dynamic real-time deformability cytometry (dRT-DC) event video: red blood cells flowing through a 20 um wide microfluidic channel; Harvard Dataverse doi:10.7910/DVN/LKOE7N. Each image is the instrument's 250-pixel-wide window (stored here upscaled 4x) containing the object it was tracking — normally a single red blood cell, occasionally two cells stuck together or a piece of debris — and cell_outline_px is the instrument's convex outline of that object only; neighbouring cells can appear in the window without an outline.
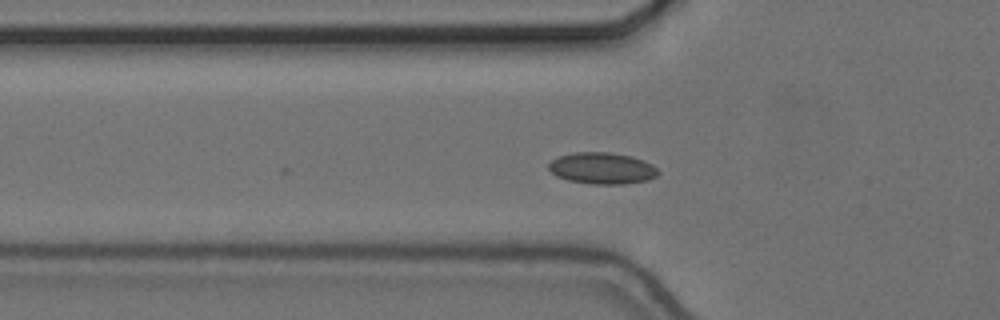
{"species": "common noctule bat (a hibernating species)", "species_latin": "Nyctalus noctula", "temperature_condition": "cold", "stored_images_in_passage": 27, "camera_frame_rate_fps": 3000, "um_per_image_px": 0.085, "animal": {"sex": "female", "body_mass_g": 24.6, "forearm_length_mm": 56.2}, "frame": {"image": 1, "passage_image": 5, "time_ms": 1.333, "image_size_px": [1000, 320], "cell_outline_px": [[660, 172], [656, 176], [648, 180], [624, 184], [592, 184], [568, 180], [556, 176], [548, 168], [548, 164], [552, 160], [560, 156], [576, 152], [608, 152], [632, 156], [644, 160], [652, 164]], "centroid_in_image_um": [51.2, 14.3], "position_along_channel_um": 74.6, "area_um2": 20.11}}
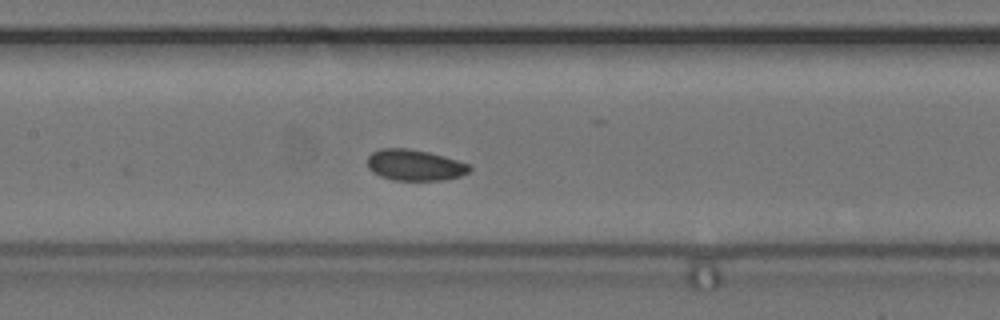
{"frame": {"image": 2, "passage_image": 13, "time_ms": 4.0, "image_size_px": [1000, 320], "cell_outline_px": [[472, 168], [468, 172], [460, 176], [444, 180], [392, 180], [380, 176], [372, 172], [368, 168], [368, 156], [372, 152], [380, 148], [408, 148], [428, 152], [444, 156], [472, 164]], "centroid_in_image_um": [35.26, 14.03], "position_along_channel_um": 172.1, "area_um2": 18.67}}
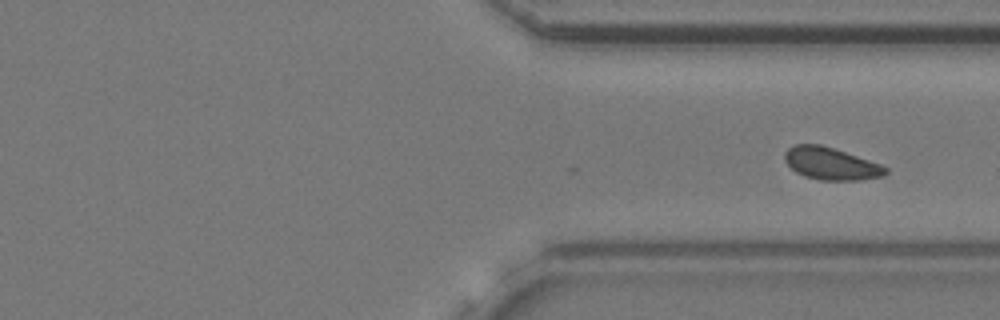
{"frame": {"image": 3, "passage_image": 27, "time_ms": 8.667, "image_size_px": [1000, 320], "cell_outline_px": [[888, 172], [884, 176], [860, 180], [820, 180], [804, 176], [796, 172], [784, 160], [784, 152], [788, 148], [796, 144], [820, 144], [880, 164], [888, 168]], "centroid_in_image_um": [70.62, 13.92], "position_along_channel_um": 340.8, "area_um2": 18.84}}